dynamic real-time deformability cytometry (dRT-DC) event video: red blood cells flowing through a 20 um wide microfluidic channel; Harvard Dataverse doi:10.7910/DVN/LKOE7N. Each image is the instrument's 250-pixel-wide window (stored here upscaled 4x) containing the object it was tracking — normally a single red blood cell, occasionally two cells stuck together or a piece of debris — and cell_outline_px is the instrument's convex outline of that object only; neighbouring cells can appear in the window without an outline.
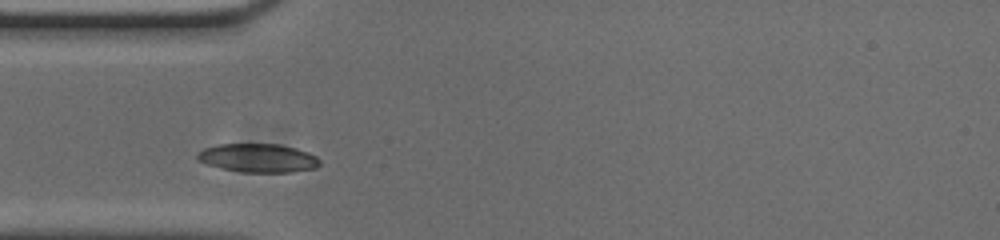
{"species": "common noctule bat (a hibernating species)", "species_latin": "Nyctalus noctula", "temperature_condition": "cold", "stored_images_in_passage": 31, "camera_frame_rate_fps": 3000, "um_per_image_px": 0.085, "animal": {"sex": "male", "body_mass_g": 20.0, "forearm_length_mm": 53.3}, "frame": {"image": 1, "passage_image": 4, "time_ms": 1.0, "image_size_px": [1000, 240], "cell_outline_px": [[320, 164], [316, 168], [292, 172], [240, 172], [208, 164], [196, 160], [196, 156], [204, 148], [216, 144], [280, 144], [296, 148], [308, 152], [316, 156], [320, 160]], "centroid_in_image_um": [21.96, 13.42], "position_along_channel_um": 63.0, "area_um2": 20.4}}
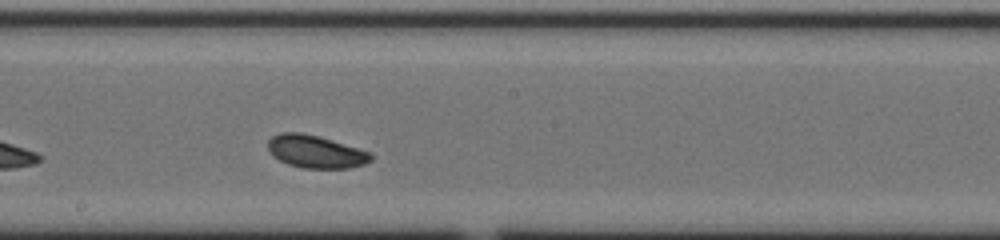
{"frame": {"image": 2, "passage_image": 17, "time_ms": 5.333, "image_size_px": [1000, 240], "cell_outline_px": [[372, 160], [364, 164], [348, 168], [300, 168], [288, 164], [272, 156], [268, 148], [268, 140], [272, 136], [280, 132], [300, 132], [320, 136], [368, 152], [372, 156]], "centroid_in_image_um": [26.78, 12.88], "position_along_channel_um": 221.4, "area_um2": 19.54}}
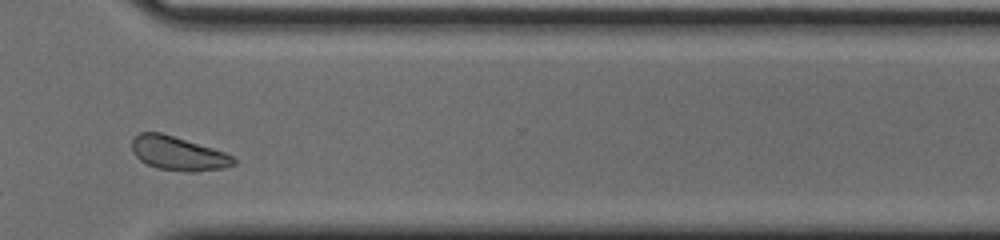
{"frame": {"image": 3, "passage_image": 28, "time_ms": 9.0, "image_size_px": [1000, 240], "cell_outline_px": [[236, 164], [224, 168], [196, 172], [184, 172], [156, 168], [140, 160], [132, 152], [132, 140], [140, 132], [160, 132], [212, 148], [224, 152], [232, 156], [236, 160]], "centroid_in_image_um": [15.14, 13.06], "position_along_channel_um": 355.5, "area_um2": 20.06}, "authors_computed_cell_mechanics": {"area_um2": 19.2474, "velocity_mm_per_s": 3.656, "shape_relaxation_time_tau1_ms": 1.4017, "shape_relaxation_time_tau2_ms": 4.2571, "deformation_change_tau1": 0.0653, "deformation_change_tau2": 0.0555}}